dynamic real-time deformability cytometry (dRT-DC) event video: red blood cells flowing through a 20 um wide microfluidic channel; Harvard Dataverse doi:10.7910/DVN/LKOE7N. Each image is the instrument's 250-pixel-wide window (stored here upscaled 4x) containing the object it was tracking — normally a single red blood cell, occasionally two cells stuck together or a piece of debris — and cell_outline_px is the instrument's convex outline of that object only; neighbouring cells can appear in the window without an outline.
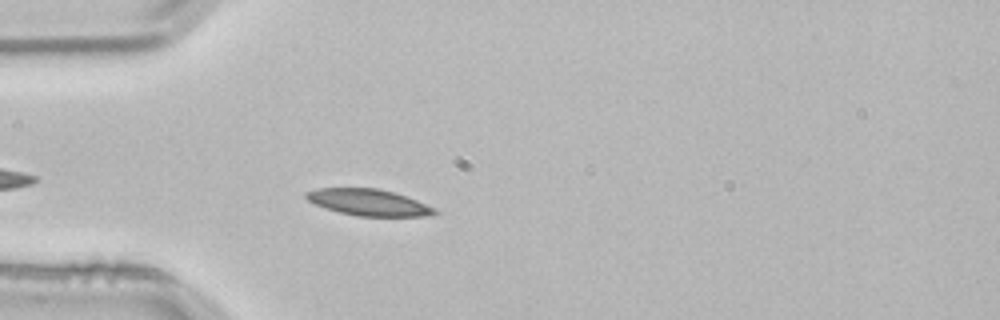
{"species": "common noctule bat (a hibernating species)", "species_latin": "Nyctalus noctula", "temperature_condition": "room temperature", "stored_images_in_passage": 3, "camera_frame_rate_fps": 3000, "um_per_image_px": 0.085, "animal": {"sex": "male", "body_mass_g": 21.5, "forearm_length_mm": 52.0}, "frame": {"image": 1, "passage_image": 3, "time_ms": 0.667, "image_size_px": [1000, 320], "cell_outline_px": [[440, 212], [432, 216], [356, 216], [340, 212], [316, 204], [308, 200], [304, 196], [304, 192], [316, 188], [380, 188], [416, 200], [436, 208]], "centroid_in_image_um": [31.35, 17.2], "position_along_channel_um": 53.6, "area_um2": 19.77}}